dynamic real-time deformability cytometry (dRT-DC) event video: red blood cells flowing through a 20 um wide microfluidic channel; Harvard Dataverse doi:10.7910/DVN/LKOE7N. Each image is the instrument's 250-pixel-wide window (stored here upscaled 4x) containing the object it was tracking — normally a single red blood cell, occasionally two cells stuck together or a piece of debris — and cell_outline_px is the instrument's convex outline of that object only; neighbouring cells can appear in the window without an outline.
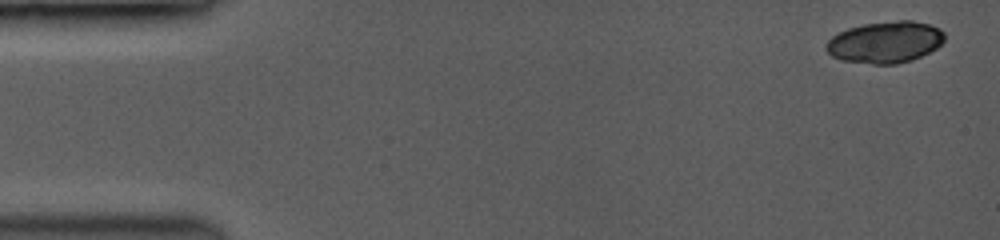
{"species": "common noctule bat (a hibernating species)", "species_latin": "Nyctalus noctula", "temperature_condition": "room temperature", "stored_images_in_passage": 14, "camera_frame_rate_fps": 3500, "um_per_image_px": 0.085, "animal": {"sex": "female", "body_mass_g": 19.0, "forearm_length_mm": 53.3}, "frame": {"image": 1, "passage_image": 1, "time_ms": 0.0, "image_size_px": [1000, 240], "cell_outline_px": [[944, 40], [936, 48], [920, 56], [896, 64], [872, 64], [844, 60], [832, 56], [828, 52], [828, 40], [832, 36], [848, 28], [864, 24], [900, 20], [912, 20], [928, 24], [944, 32]], "centroid_in_image_um": [75.25, 3.57], "position_along_channel_um": 9.8, "area_um2": 28.15}}
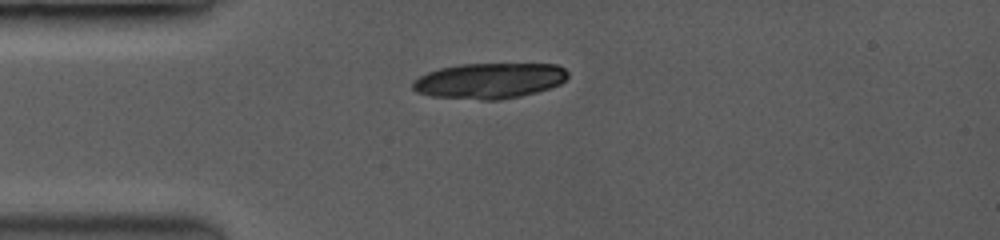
{"frame": {"image": 2, "passage_image": 10, "time_ms": 3.714, "image_size_px": [1000, 240], "cell_outline_px": [[568, 76], [560, 84], [536, 92], [500, 100], [484, 100], [432, 96], [416, 92], [412, 88], [412, 84], [420, 76], [428, 72], [440, 68], [460, 64], [556, 64], [564, 68], [568, 72]], "centroid_in_image_um": [41.6, 6.86], "position_along_channel_um": 43.4, "area_um2": 31.96}}